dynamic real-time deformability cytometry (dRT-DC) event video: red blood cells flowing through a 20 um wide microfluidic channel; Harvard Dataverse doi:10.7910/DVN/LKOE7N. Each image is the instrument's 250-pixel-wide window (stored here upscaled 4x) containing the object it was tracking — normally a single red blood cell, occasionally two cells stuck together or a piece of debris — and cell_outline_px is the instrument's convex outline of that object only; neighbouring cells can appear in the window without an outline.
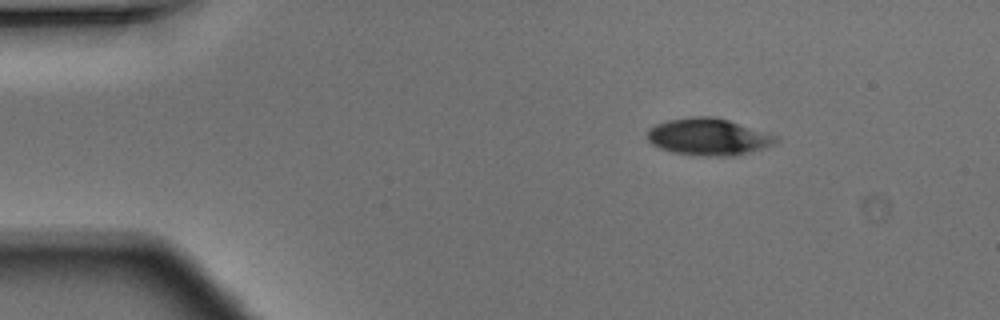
{"species": "Egyptian fruit bat (a non-hibernating species)", "species_latin": "Rousettus aegyptiacus", "temperature_condition": "warm", "stored_images_in_passage": 1, "camera_frame_rate_fps": 3000, "um_per_image_px": 0.085, "animal": {"sex": "male"}, "frame": {"image": 1, "passage_image": 1, "time_ms": 0.0, "image_size_px": [1000, 320], "cell_outline_px": [[300, 252], [296, 268], [288, 276], [248, 280], [224, 236], [220, 228], [232, 212], [240, 212], [296, 248]], "centroid_in_image_um": [21.99, 21.14], "position_along_channel_um": 63.0, "area_um2": 23.41}}